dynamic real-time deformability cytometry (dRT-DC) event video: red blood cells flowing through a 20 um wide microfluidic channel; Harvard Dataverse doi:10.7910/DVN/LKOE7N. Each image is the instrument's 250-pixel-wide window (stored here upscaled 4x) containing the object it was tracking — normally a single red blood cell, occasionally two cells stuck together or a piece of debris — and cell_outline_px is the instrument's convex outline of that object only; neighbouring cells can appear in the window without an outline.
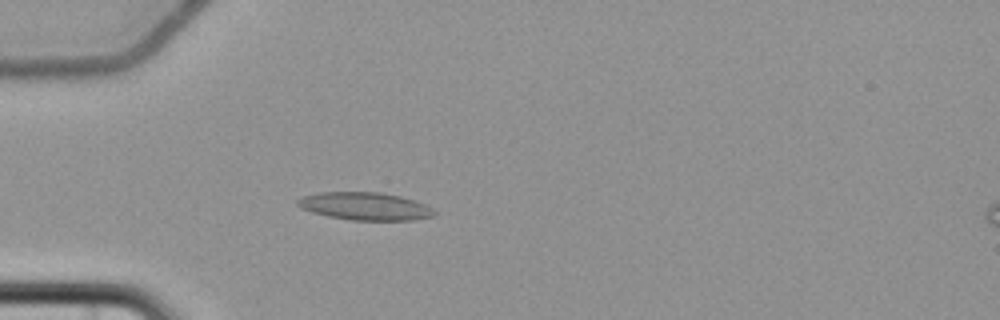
{"species": "common noctule bat (a hibernating species)", "species_latin": "Nyctalus noctula", "temperature_condition": "cold", "stored_images_in_passage": 5, "camera_frame_rate_fps": 3000, "um_per_image_px": 0.085, "animal": {"sex": "female", "body_mass_g": 22.7, "forearm_length_mm": 54.2}, "frame": {"image": 1, "passage_image": 5, "time_ms": 8.0, "image_size_px": [1000, 320], "cell_outline_px": [[436, 212], [432, 216], [412, 220], [352, 220], [328, 216], [312, 212], [300, 208], [296, 204], [296, 200], [304, 196], [320, 192], [380, 192], [400, 196], [424, 204], [432, 208]], "centroid_in_image_um": [30.99, 17.53], "position_along_channel_um": 54.0, "area_um2": 21.96}}